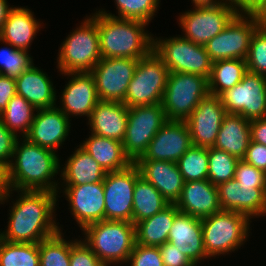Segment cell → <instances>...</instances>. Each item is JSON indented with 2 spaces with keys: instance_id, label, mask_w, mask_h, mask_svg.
Listing matches in <instances>:
<instances>
[{
  "instance_id": "6da1fadb",
  "label": "cell",
  "mask_w": 266,
  "mask_h": 266,
  "mask_svg": "<svg viewBox=\"0 0 266 266\" xmlns=\"http://www.w3.org/2000/svg\"><path fill=\"white\" fill-rule=\"evenodd\" d=\"M14 192H17L15 200L11 198ZM58 197L61 196L46 190L11 189L0 202L10 203L12 199L7 215V229L0 231V238L12 243H40L63 230L55 214L59 205Z\"/></svg>"
},
{
  "instance_id": "7a4b0ae2",
  "label": "cell",
  "mask_w": 266,
  "mask_h": 266,
  "mask_svg": "<svg viewBox=\"0 0 266 266\" xmlns=\"http://www.w3.org/2000/svg\"><path fill=\"white\" fill-rule=\"evenodd\" d=\"M59 155L54 151L18 138L10 164L8 180L14 190H46L58 193Z\"/></svg>"
},
{
  "instance_id": "3957f363",
  "label": "cell",
  "mask_w": 266,
  "mask_h": 266,
  "mask_svg": "<svg viewBox=\"0 0 266 266\" xmlns=\"http://www.w3.org/2000/svg\"><path fill=\"white\" fill-rule=\"evenodd\" d=\"M96 23L102 58L139 60L153 51L154 35L147 31L149 24L145 22L109 16L96 9Z\"/></svg>"
},
{
  "instance_id": "277c9868",
  "label": "cell",
  "mask_w": 266,
  "mask_h": 266,
  "mask_svg": "<svg viewBox=\"0 0 266 266\" xmlns=\"http://www.w3.org/2000/svg\"><path fill=\"white\" fill-rule=\"evenodd\" d=\"M82 241L106 265H127L136 244L135 225L132 222L102 220L81 230Z\"/></svg>"
},
{
  "instance_id": "5b68a950",
  "label": "cell",
  "mask_w": 266,
  "mask_h": 266,
  "mask_svg": "<svg viewBox=\"0 0 266 266\" xmlns=\"http://www.w3.org/2000/svg\"><path fill=\"white\" fill-rule=\"evenodd\" d=\"M61 43L56 60L60 74L90 72L101 60L96 11L86 15Z\"/></svg>"
},
{
  "instance_id": "8992f818",
  "label": "cell",
  "mask_w": 266,
  "mask_h": 266,
  "mask_svg": "<svg viewBox=\"0 0 266 266\" xmlns=\"http://www.w3.org/2000/svg\"><path fill=\"white\" fill-rule=\"evenodd\" d=\"M201 222L204 248L210 260L238 251L252 230L247 216L227 210L202 218Z\"/></svg>"
},
{
  "instance_id": "52a82bcc",
  "label": "cell",
  "mask_w": 266,
  "mask_h": 266,
  "mask_svg": "<svg viewBox=\"0 0 266 266\" xmlns=\"http://www.w3.org/2000/svg\"><path fill=\"white\" fill-rule=\"evenodd\" d=\"M265 19V14L239 12L217 36L204 45L211 61L245 60L252 34Z\"/></svg>"
},
{
  "instance_id": "ba28073f",
  "label": "cell",
  "mask_w": 266,
  "mask_h": 266,
  "mask_svg": "<svg viewBox=\"0 0 266 266\" xmlns=\"http://www.w3.org/2000/svg\"><path fill=\"white\" fill-rule=\"evenodd\" d=\"M169 73L154 50L140 58L123 103L128 108L162 103Z\"/></svg>"
},
{
  "instance_id": "9c48e42d",
  "label": "cell",
  "mask_w": 266,
  "mask_h": 266,
  "mask_svg": "<svg viewBox=\"0 0 266 266\" xmlns=\"http://www.w3.org/2000/svg\"><path fill=\"white\" fill-rule=\"evenodd\" d=\"M238 6L231 0H225L214 6L193 7L181 12L178 25L181 36L195 44L204 46L217 36L239 13Z\"/></svg>"
},
{
  "instance_id": "30bf717a",
  "label": "cell",
  "mask_w": 266,
  "mask_h": 266,
  "mask_svg": "<svg viewBox=\"0 0 266 266\" xmlns=\"http://www.w3.org/2000/svg\"><path fill=\"white\" fill-rule=\"evenodd\" d=\"M153 50L169 72L192 73L209 79L213 62L204 46L176 34L165 39L155 36Z\"/></svg>"
},
{
  "instance_id": "8fae6325",
  "label": "cell",
  "mask_w": 266,
  "mask_h": 266,
  "mask_svg": "<svg viewBox=\"0 0 266 266\" xmlns=\"http://www.w3.org/2000/svg\"><path fill=\"white\" fill-rule=\"evenodd\" d=\"M208 94L207 78L192 73L170 72L162 100L167 120L186 121Z\"/></svg>"
},
{
  "instance_id": "7c38bea8",
  "label": "cell",
  "mask_w": 266,
  "mask_h": 266,
  "mask_svg": "<svg viewBox=\"0 0 266 266\" xmlns=\"http://www.w3.org/2000/svg\"><path fill=\"white\" fill-rule=\"evenodd\" d=\"M167 121L162 103L128 108L122 144L124 154L132 163L143 156L151 140Z\"/></svg>"
},
{
  "instance_id": "4fadbf2b",
  "label": "cell",
  "mask_w": 266,
  "mask_h": 266,
  "mask_svg": "<svg viewBox=\"0 0 266 266\" xmlns=\"http://www.w3.org/2000/svg\"><path fill=\"white\" fill-rule=\"evenodd\" d=\"M226 113L247 120L266 118V76L247 72L233 88L220 96Z\"/></svg>"
},
{
  "instance_id": "5bb4252c",
  "label": "cell",
  "mask_w": 266,
  "mask_h": 266,
  "mask_svg": "<svg viewBox=\"0 0 266 266\" xmlns=\"http://www.w3.org/2000/svg\"><path fill=\"white\" fill-rule=\"evenodd\" d=\"M139 176L134 163L126 169L106 173L103 179L105 220L133 223L134 186Z\"/></svg>"
},
{
  "instance_id": "9a60e30c",
  "label": "cell",
  "mask_w": 266,
  "mask_h": 266,
  "mask_svg": "<svg viewBox=\"0 0 266 266\" xmlns=\"http://www.w3.org/2000/svg\"><path fill=\"white\" fill-rule=\"evenodd\" d=\"M137 63L132 58H101L90 71L99 101L123 102Z\"/></svg>"
},
{
  "instance_id": "2e32d148",
  "label": "cell",
  "mask_w": 266,
  "mask_h": 266,
  "mask_svg": "<svg viewBox=\"0 0 266 266\" xmlns=\"http://www.w3.org/2000/svg\"><path fill=\"white\" fill-rule=\"evenodd\" d=\"M57 194L63 193L69 202L70 214L80 230L91 223L105 220V197L103 182L78 186H59Z\"/></svg>"
},
{
  "instance_id": "e0dca14e",
  "label": "cell",
  "mask_w": 266,
  "mask_h": 266,
  "mask_svg": "<svg viewBox=\"0 0 266 266\" xmlns=\"http://www.w3.org/2000/svg\"><path fill=\"white\" fill-rule=\"evenodd\" d=\"M68 82L59 95L56 106L70 119L86 117L89 119L94 107L99 102L95 80L90 72L64 73Z\"/></svg>"
},
{
  "instance_id": "ac0fdd59",
  "label": "cell",
  "mask_w": 266,
  "mask_h": 266,
  "mask_svg": "<svg viewBox=\"0 0 266 266\" xmlns=\"http://www.w3.org/2000/svg\"><path fill=\"white\" fill-rule=\"evenodd\" d=\"M225 108L219 96L208 94L186 119L192 144L202 148L214 146Z\"/></svg>"
},
{
  "instance_id": "d6986e66",
  "label": "cell",
  "mask_w": 266,
  "mask_h": 266,
  "mask_svg": "<svg viewBox=\"0 0 266 266\" xmlns=\"http://www.w3.org/2000/svg\"><path fill=\"white\" fill-rule=\"evenodd\" d=\"M185 121L168 120L149 143L147 151L137 160L177 162L192 146Z\"/></svg>"
},
{
  "instance_id": "ffe728a7",
  "label": "cell",
  "mask_w": 266,
  "mask_h": 266,
  "mask_svg": "<svg viewBox=\"0 0 266 266\" xmlns=\"http://www.w3.org/2000/svg\"><path fill=\"white\" fill-rule=\"evenodd\" d=\"M70 130L71 119L54 106L36 110L29 132L24 138L58 153L57 149L64 145Z\"/></svg>"
},
{
  "instance_id": "44dd1931",
  "label": "cell",
  "mask_w": 266,
  "mask_h": 266,
  "mask_svg": "<svg viewBox=\"0 0 266 266\" xmlns=\"http://www.w3.org/2000/svg\"><path fill=\"white\" fill-rule=\"evenodd\" d=\"M167 241L185 254L196 266L209 259L204 248L200 218L179 211L175 215Z\"/></svg>"
},
{
  "instance_id": "7402d4cb",
  "label": "cell",
  "mask_w": 266,
  "mask_h": 266,
  "mask_svg": "<svg viewBox=\"0 0 266 266\" xmlns=\"http://www.w3.org/2000/svg\"><path fill=\"white\" fill-rule=\"evenodd\" d=\"M134 164L140 175L151 183L169 204L176 203L181 195L184 180L175 162L136 160Z\"/></svg>"
},
{
  "instance_id": "603a6c76",
  "label": "cell",
  "mask_w": 266,
  "mask_h": 266,
  "mask_svg": "<svg viewBox=\"0 0 266 266\" xmlns=\"http://www.w3.org/2000/svg\"><path fill=\"white\" fill-rule=\"evenodd\" d=\"M175 205L179 211L200 219L222 210L217 187L208 179L184 182L181 195Z\"/></svg>"
},
{
  "instance_id": "cb8c5ba5",
  "label": "cell",
  "mask_w": 266,
  "mask_h": 266,
  "mask_svg": "<svg viewBox=\"0 0 266 266\" xmlns=\"http://www.w3.org/2000/svg\"><path fill=\"white\" fill-rule=\"evenodd\" d=\"M89 133L123 142L127 122L128 107L123 102L99 101L88 121Z\"/></svg>"
},
{
  "instance_id": "d4e9b609",
  "label": "cell",
  "mask_w": 266,
  "mask_h": 266,
  "mask_svg": "<svg viewBox=\"0 0 266 266\" xmlns=\"http://www.w3.org/2000/svg\"><path fill=\"white\" fill-rule=\"evenodd\" d=\"M43 69L33 64L16 81V94L25 98L36 109L56 106L58 96L54 82Z\"/></svg>"
},
{
  "instance_id": "484cf974",
  "label": "cell",
  "mask_w": 266,
  "mask_h": 266,
  "mask_svg": "<svg viewBox=\"0 0 266 266\" xmlns=\"http://www.w3.org/2000/svg\"><path fill=\"white\" fill-rule=\"evenodd\" d=\"M43 26L30 8L14 6L0 31V40L9 43L14 48L29 51Z\"/></svg>"
},
{
  "instance_id": "4316f807",
  "label": "cell",
  "mask_w": 266,
  "mask_h": 266,
  "mask_svg": "<svg viewBox=\"0 0 266 266\" xmlns=\"http://www.w3.org/2000/svg\"><path fill=\"white\" fill-rule=\"evenodd\" d=\"M76 147L64 165H60L59 186L103 182L105 170L80 145Z\"/></svg>"
},
{
  "instance_id": "83f0119b",
  "label": "cell",
  "mask_w": 266,
  "mask_h": 266,
  "mask_svg": "<svg viewBox=\"0 0 266 266\" xmlns=\"http://www.w3.org/2000/svg\"><path fill=\"white\" fill-rule=\"evenodd\" d=\"M251 141L250 120L240 114L226 113L213 147L243 159Z\"/></svg>"
},
{
  "instance_id": "f1b7e54d",
  "label": "cell",
  "mask_w": 266,
  "mask_h": 266,
  "mask_svg": "<svg viewBox=\"0 0 266 266\" xmlns=\"http://www.w3.org/2000/svg\"><path fill=\"white\" fill-rule=\"evenodd\" d=\"M80 146L100 164L106 173L126 169L132 164L124 154L121 141L90 133Z\"/></svg>"
},
{
  "instance_id": "f546056e",
  "label": "cell",
  "mask_w": 266,
  "mask_h": 266,
  "mask_svg": "<svg viewBox=\"0 0 266 266\" xmlns=\"http://www.w3.org/2000/svg\"><path fill=\"white\" fill-rule=\"evenodd\" d=\"M179 212L175 204H169L162 211L135 224L136 243L159 247L167 242L175 215Z\"/></svg>"
},
{
  "instance_id": "4dcf8cb0",
  "label": "cell",
  "mask_w": 266,
  "mask_h": 266,
  "mask_svg": "<svg viewBox=\"0 0 266 266\" xmlns=\"http://www.w3.org/2000/svg\"><path fill=\"white\" fill-rule=\"evenodd\" d=\"M247 72L246 60L243 59H225L213 62L208 79L209 94L220 96L239 83Z\"/></svg>"
},
{
  "instance_id": "1f68e13d",
  "label": "cell",
  "mask_w": 266,
  "mask_h": 266,
  "mask_svg": "<svg viewBox=\"0 0 266 266\" xmlns=\"http://www.w3.org/2000/svg\"><path fill=\"white\" fill-rule=\"evenodd\" d=\"M169 203L162 194L141 175L134 186L133 224L162 211Z\"/></svg>"
},
{
  "instance_id": "d6a6232c",
  "label": "cell",
  "mask_w": 266,
  "mask_h": 266,
  "mask_svg": "<svg viewBox=\"0 0 266 266\" xmlns=\"http://www.w3.org/2000/svg\"><path fill=\"white\" fill-rule=\"evenodd\" d=\"M36 110L25 98L16 94L0 113V119L9 131L24 138L29 132Z\"/></svg>"
},
{
  "instance_id": "836d02e7",
  "label": "cell",
  "mask_w": 266,
  "mask_h": 266,
  "mask_svg": "<svg viewBox=\"0 0 266 266\" xmlns=\"http://www.w3.org/2000/svg\"><path fill=\"white\" fill-rule=\"evenodd\" d=\"M39 243H12L0 238V266H39Z\"/></svg>"
},
{
  "instance_id": "e575fe53",
  "label": "cell",
  "mask_w": 266,
  "mask_h": 266,
  "mask_svg": "<svg viewBox=\"0 0 266 266\" xmlns=\"http://www.w3.org/2000/svg\"><path fill=\"white\" fill-rule=\"evenodd\" d=\"M63 230L39 243V266H70V240Z\"/></svg>"
},
{
  "instance_id": "d590c367",
  "label": "cell",
  "mask_w": 266,
  "mask_h": 266,
  "mask_svg": "<svg viewBox=\"0 0 266 266\" xmlns=\"http://www.w3.org/2000/svg\"><path fill=\"white\" fill-rule=\"evenodd\" d=\"M184 182L208 179V148L192 145L176 162Z\"/></svg>"
},
{
  "instance_id": "8d00e7d4",
  "label": "cell",
  "mask_w": 266,
  "mask_h": 266,
  "mask_svg": "<svg viewBox=\"0 0 266 266\" xmlns=\"http://www.w3.org/2000/svg\"><path fill=\"white\" fill-rule=\"evenodd\" d=\"M160 2V0H114L117 9L116 14L118 15L112 14L103 8L98 11L109 16L138 20L150 24L158 13Z\"/></svg>"
},
{
  "instance_id": "74e56055",
  "label": "cell",
  "mask_w": 266,
  "mask_h": 266,
  "mask_svg": "<svg viewBox=\"0 0 266 266\" xmlns=\"http://www.w3.org/2000/svg\"><path fill=\"white\" fill-rule=\"evenodd\" d=\"M208 159V180L213 185L217 186L234 179L238 158L223 150L211 147L208 148Z\"/></svg>"
},
{
  "instance_id": "f35d334b",
  "label": "cell",
  "mask_w": 266,
  "mask_h": 266,
  "mask_svg": "<svg viewBox=\"0 0 266 266\" xmlns=\"http://www.w3.org/2000/svg\"><path fill=\"white\" fill-rule=\"evenodd\" d=\"M5 47L0 49V74L12 78L19 77L34 64V59L28 51L14 48L0 40Z\"/></svg>"
},
{
  "instance_id": "ab89813d",
  "label": "cell",
  "mask_w": 266,
  "mask_h": 266,
  "mask_svg": "<svg viewBox=\"0 0 266 266\" xmlns=\"http://www.w3.org/2000/svg\"><path fill=\"white\" fill-rule=\"evenodd\" d=\"M238 213L244 214L250 220L266 216V187H240Z\"/></svg>"
},
{
  "instance_id": "60d3db41",
  "label": "cell",
  "mask_w": 266,
  "mask_h": 266,
  "mask_svg": "<svg viewBox=\"0 0 266 266\" xmlns=\"http://www.w3.org/2000/svg\"><path fill=\"white\" fill-rule=\"evenodd\" d=\"M245 60L249 72L266 76V19L252 34Z\"/></svg>"
},
{
  "instance_id": "b9f144b4",
  "label": "cell",
  "mask_w": 266,
  "mask_h": 266,
  "mask_svg": "<svg viewBox=\"0 0 266 266\" xmlns=\"http://www.w3.org/2000/svg\"><path fill=\"white\" fill-rule=\"evenodd\" d=\"M80 239H70V266H106Z\"/></svg>"
},
{
  "instance_id": "7bdbcfd3",
  "label": "cell",
  "mask_w": 266,
  "mask_h": 266,
  "mask_svg": "<svg viewBox=\"0 0 266 266\" xmlns=\"http://www.w3.org/2000/svg\"><path fill=\"white\" fill-rule=\"evenodd\" d=\"M234 179L241 187H266L265 171L258 169L244 160H239Z\"/></svg>"
},
{
  "instance_id": "ee69618b",
  "label": "cell",
  "mask_w": 266,
  "mask_h": 266,
  "mask_svg": "<svg viewBox=\"0 0 266 266\" xmlns=\"http://www.w3.org/2000/svg\"><path fill=\"white\" fill-rule=\"evenodd\" d=\"M164 266L159 247L135 244L126 266Z\"/></svg>"
},
{
  "instance_id": "f6af8a7d",
  "label": "cell",
  "mask_w": 266,
  "mask_h": 266,
  "mask_svg": "<svg viewBox=\"0 0 266 266\" xmlns=\"http://www.w3.org/2000/svg\"><path fill=\"white\" fill-rule=\"evenodd\" d=\"M216 187L221 209L238 213V189L241 187L239 182L232 179Z\"/></svg>"
},
{
  "instance_id": "bcb514c9",
  "label": "cell",
  "mask_w": 266,
  "mask_h": 266,
  "mask_svg": "<svg viewBox=\"0 0 266 266\" xmlns=\"http://www.w3.org/2000/svg\"><path fill=\"white\" fill-rule=\"evenodd\" d=\"M159 251L164 266H196L185 254L168 241L159 246Z\"/></svg>"
},
{
  "instance_id": "7dc6e473",
  "label": "cell",
  "mask_w": 266,
  "mask_h": 266,
  "mask_svg": "<svg viewBox=\"0 0 266 266\" xmlns=\"http://www.w3.org/2000/svg\"><path fill=\"white\" fill-rule=\"evenodd\" d=\"M18 138L19 137L5 127L0 119V163L7 167L11 162Z\"/></svg>"
},
{
  "instance_id": "c3c4849f",
  "label": "cell",
  "mask_w": 266,
  "mask_h": 266,
  "mask_svg": "<svg viewBox=\"0 0 266 266\" xmlns=\"http://www.w3.org/2000/svg\"><path fill=\"white\" fill-rule=\"evenodd\" d=\"M242 160L258 169L266 171V146L261 143L250 141L249 147Z\"/></svg>"
},
{
  "instance_id": "681fc988",
  "label": "cell",
  "mask_w": 266,
  "mask_h": 266,
  "mask_svg": "<svg viewBox=\"0 0 266 266\" xmlns=\"http://www.w3.org/2000/svg\"><path fill=\"white\" fill-rule=\"evenodd\" d=\"M16 95L15 78L0 74V113H2L13 96Z\"/></svg>"
},
{
  "instance_id": "f907efd6",
  "label": "cell",
  "mask_w": 266,
  "mask_h": 266,
  "mask_svg": "<svg viewBox=\"0 0 266 266\" xmlns=\"http://www.w3.org/2000/svg\"><path fill=\"white\" fill-rule=\"evenodd\" d=\"M240 12L261 13L266 15V0H231Z\"/></svg>"
},
{
  "instance_id": "816d5d0a",
  "label": "cell",
  "mask_w": 266,
  "mask_h": 266,
  "mask_svg": "<svg viewBox=\"0 0 266 266\" xmlns=\"http://www.w3.org/2000/svg\"><path fill=\"white\" fill-rule=\"evenodd\" d=\"M251 141L266 146V118L250 121Z\"/></svg>"
},
{
  "instance_id": "f5cc1de1",
  "label": "cell",
  "mask_w": 266,
  "mask_h": 266,
  "mask_svg": "<svg viewBox=\"0 0 266 266\" xmlns=\"http://www.w3.org/2000/svg\"><path fill=\"white\" fill-rule=\"evenodd\" d=\"M10 190L8 167L0 163V202L8 195Z\"/></svg>"
},
{
  "instance_id": "db71d44e",
  "label": "cell",
  "mask_w": 266,
  "mask_h": 266,
  "mask_svg": "<svg viewBox=\"0 0 266 266\" xmlns=\"http://www.w3.org/2000/svg\"><path fill=\"white\" fill-rule=\"evenodd\" d=\"M13 6H10L7 0H0V31L3 27L4 22L6 21L9 12L13 9Z\"/></svg>"
},
{
  "instance_id": "11a10c76",
  "label": "cell",
  "mask_w": 266,
  "mask_h": 266,
  "mask_svg": "<svg viewBox=\"0 0 266 266\" xmlns=\"http://www.w3.org/2000/svg\"><path fill=\"white\" fill-rule=\"evenodd\" d=\"M225 0H191V3L194 4L193 7H205V6H214Z\"/></svg>"
}]
</instances>
